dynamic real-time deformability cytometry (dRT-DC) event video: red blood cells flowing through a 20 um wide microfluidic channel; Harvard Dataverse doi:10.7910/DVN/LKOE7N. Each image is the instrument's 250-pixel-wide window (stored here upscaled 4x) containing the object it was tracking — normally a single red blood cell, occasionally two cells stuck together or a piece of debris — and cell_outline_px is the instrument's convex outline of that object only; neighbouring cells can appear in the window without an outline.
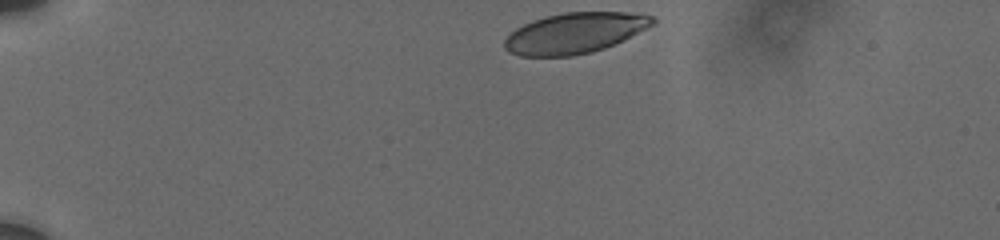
{"species": "human", "species_latin": "Homo sapiens", "temperature_condition": "cold", "stored_images_in_passage": 39, "camera_frame_rate_fps": 3000, "um_per_image_px": 0.085, "donor": {"sex": "male"}, "frame": {"image": 1, "passage_image": 1, "time_ms": 0.0, "image_size_px": [1000, 240], "cell_outline_px": [[656, 20], [652, 24], [624, 40], [604, 48], [592, 52], [572, 56], [520, 56], [508, 52], [504, 48], [504, 40], [516, 28], [524, 24], [548, 16], [564, 12], [624, 12], [652, 16]], "centroid_in_image_um": [48.82, 2.82], "position_along_channel_um": 36.2, "area_um2": 34.68}}
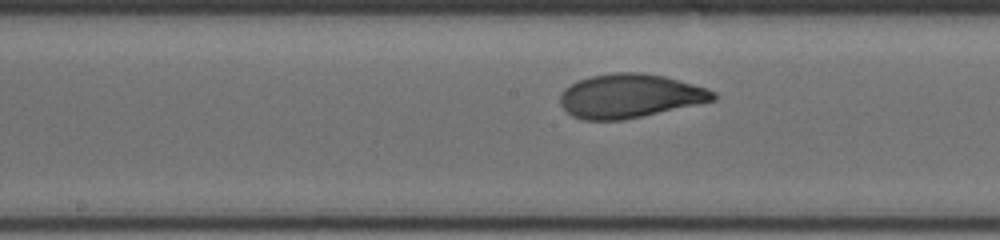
{"frame": {"image": 2, "passage_image": 20, "time_ms": 6.333, "image_size_px": [1000, 240], "cell_outline_px": [[716, 100], [624, 120], [584, 120], [572, 116], [560, 104], [560, 92], [564, 88], [580, 80], [592, 76], [616, 72], [644, 72], [664, 76], [692, 84], [716, 92]], "centroid_in_image_um": [53.52, 8.16], "position_along_channel_um": 194.7, "area_um2": 38.96}}
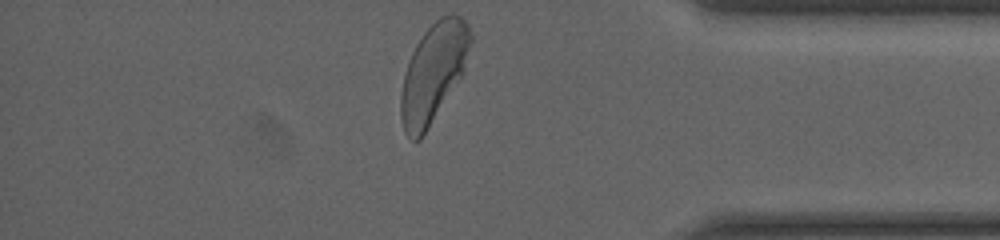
{"frame": {"image": 3, "passage_image": 39, "time_ms": 12.333, "image_size_px": [1000, 240], "cell_outline_px": [[472, 40], [464, 72], [420, 140], [412, 140], [404, 132], [400, 116], [400, 96], [404, 76], [412, 52], [416, 44], [424, 32], [440, 16], [452, 12], [460, 16], [468, 24], [472, 36]], "centroid_in_image_um": [36.85, 6.15], "position_along_channel_um": 398.4, "area_um2": 39.88}, "authors_computed_cell_mechanics": {"area_um2": 38.6104, "velocity_mm_per_s": 3.6939, "shape_relaxation_time_tau1_ms": 4.2218, "shape_relaxation_time_tau2_ms": 0.8425, "deformation_change_tau1": 0.1784, "deformation_change_tau2": 0.0616}}